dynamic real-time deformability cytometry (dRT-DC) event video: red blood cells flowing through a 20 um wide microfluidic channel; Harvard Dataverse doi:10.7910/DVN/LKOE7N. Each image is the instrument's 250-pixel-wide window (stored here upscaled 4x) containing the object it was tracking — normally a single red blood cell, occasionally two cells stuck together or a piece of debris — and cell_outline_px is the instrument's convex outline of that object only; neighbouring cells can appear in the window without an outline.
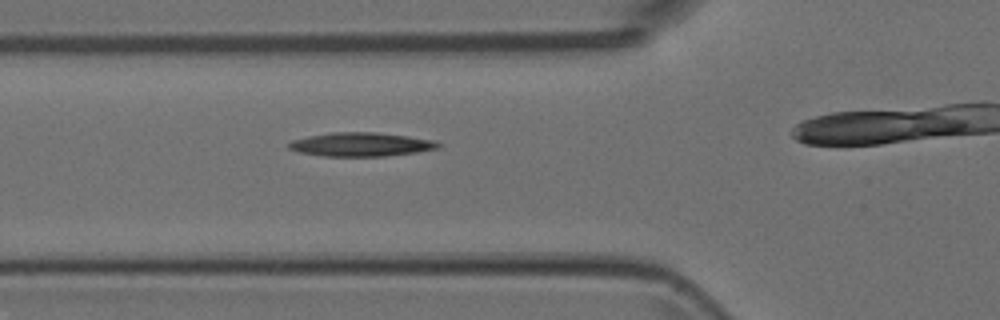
{"species": "Egyptian fruit bat (a non-hibernating species)", "species_latin": "Rousettus aegyptiacus", "temperature_condition": "room temperature", "stored_images_in_passage": 35, "camera_frame_rate_fps": 3000, "um_per_image_px": 0.085, "animal": {"sex": "female"}, "frame": {"image": 1, "passage_image": 12, "time_ms": 3.667, "image_size_px": [1000, 320], "cell_outline_px": [[440, 148], [416, 152], [384, 156], [324, 156], [300, 152], [288, 148], [288, 144], [292, 140], [308, 136], [332, 132], [376, 132], [408, 136], [436, 140], [440, 144]], "centroid_in_image_um": [30.71, 12.27], "position_along_channel_um": 95.1, "area_um2": 20.69}}
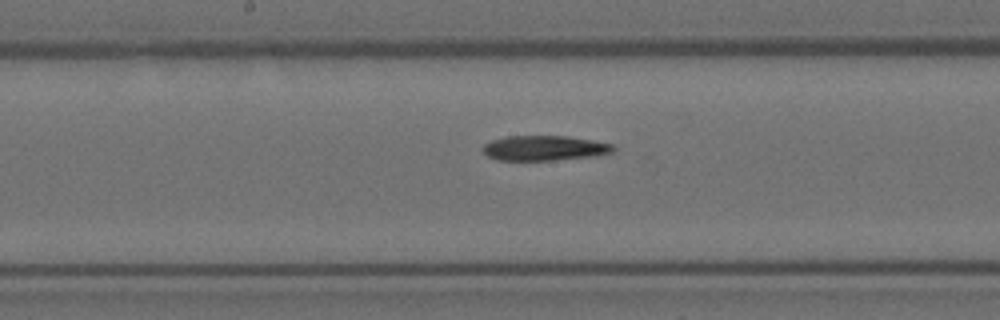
{"frame": {"image": 2, "passage_image": 20, "time_ms": 6.333, "image_size_px": [1000, 320], "cell_outline_px": [[616, 148], [612, 152], [600, 156], [552, 160], [496, 160], [488, 156], [484, 152], [484, 144], [492, 140], [508, 136], [568, 136], [616, 144]], "centroid_in_image_um": [46.35, 12.59], "position_along_channel_um": 201.8, "area_um2": 19.13}}
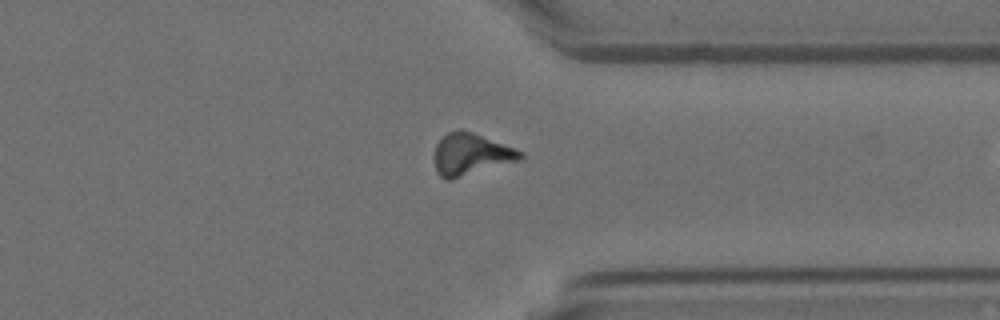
{"frame": {"image": 3, "passage_image": 33, "time_ms": 10.667, "image_size_px": [1000, 320], "cell_outline_px": [[524, 156], [520, 160], [452, 180], [444, 180], [436, 172], [436, 144], [448, 132], [460, 128], [472, 132], [524, 152]], "centroid_in_image_um": [40.03, 13.13], "position_along_channel_um": 371.4, "area_um2": 20.81}}